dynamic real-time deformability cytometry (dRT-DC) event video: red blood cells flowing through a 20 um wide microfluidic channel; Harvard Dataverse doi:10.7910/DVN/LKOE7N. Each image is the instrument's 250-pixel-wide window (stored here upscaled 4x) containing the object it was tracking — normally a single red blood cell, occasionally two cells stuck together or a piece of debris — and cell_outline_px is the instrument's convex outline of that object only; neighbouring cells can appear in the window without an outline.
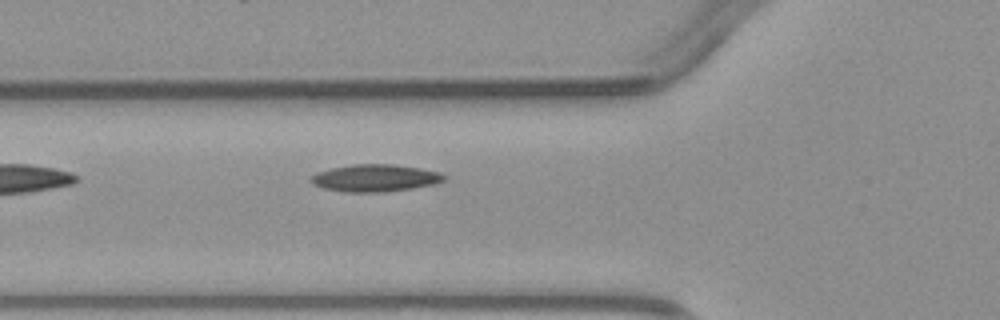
{"species": "common noctule bat (a hibernating species)", "species_latin": "Nyctalus noctula", "temperature_condition": "warm", "stored_images_in_passage": 5, "camera_frame_rate_fps": 3000, "um_per_image_px": 0.085, "animal": {"sex": "male", "body_mass_g": 23.1, "forearm_length_mm": 52.7}, "frame": {"image": 1, "passage_image": 5, "time_ms": 4.667, "image_size_px": [1000, 320], "cell_outline_px": [[444, 180], [432, 184], [412, 188], [384, 192], [344, 192], [324, 188], [312, 184], [308, 180], [316, 172], [332, 168], [352, 164], [392, 164], [420, 168], [440, 172], [444, 176]], "centroid_in_image_um": [31.83, 15.13], "position_along_channel_um": 94.0, "area_um2": 21.04}}